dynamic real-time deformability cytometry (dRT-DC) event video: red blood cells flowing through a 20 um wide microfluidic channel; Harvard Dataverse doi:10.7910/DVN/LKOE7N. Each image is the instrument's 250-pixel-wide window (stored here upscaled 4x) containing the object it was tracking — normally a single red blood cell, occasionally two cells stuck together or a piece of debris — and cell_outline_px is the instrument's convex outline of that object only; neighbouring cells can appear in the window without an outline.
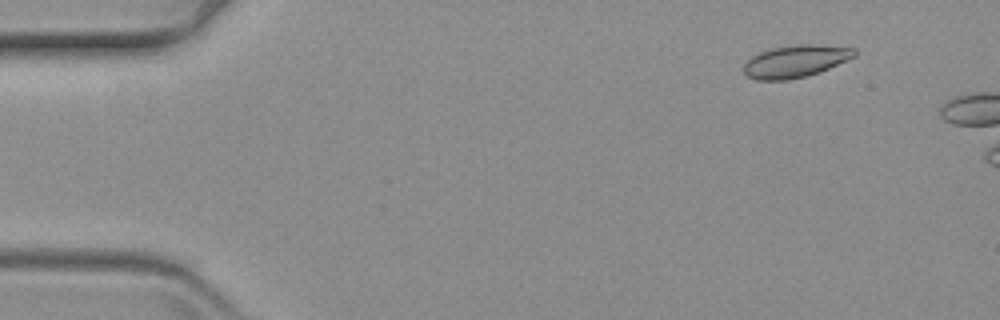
{"species": "common noctule bat (a hibernating species)", "species_latin": "Nyctalus noctula", "temperature_condition": "warm", "stored_images_in_passage": 16, "camera_frame_rate_fps": 3000, "um_per_image_px": 0.085, "animal": {"sex": "female", "body_mass_g": 19.3, "forearm_length_mm": 54.1}, "frame": {"image": 1, "passage_image": 7, "time_ms": 2.0, "image_size_px": [1000, 320], "cell_outline_px": [[856, 56], [820, 72], [788, 80], [756, 80], [748, 76], [744, 72], [744, 64], [752, 56], [760, 52], [772, 48], [800, 44], [820, 44], [856, 48]], "centroid_in_image_um": [67.64, 5.2], "position_along_channel_um": 17.4, "area_um2": 20.81}}